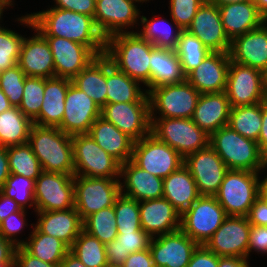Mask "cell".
Returning a JSON list of instances; mask_svg holds the SVG:
<instances>
[{
  "label": "cell",
  "mask_w": 267,
  "mask_h": 267,
  "mask_svg": "<svg viewBox=\"0 0 267 267\" xmlns=\"http://www.w3.org/2000/svg\"><path fill=\"white\" fill-rule=\"evenodd\" d=\"M229 65V52H211L185 79L200 94L223 92Z\"/></svg>",
  "instance_id": "603a6c76"
},
{
  "label": "cell",
  "mask_w": 267,
  "mask_h": 267,
  "mask_svg": "<svg viewBox=\"0 0 267 267\" xmlns=\"http://www.w3.org/2000/svg\"><path fill=\"white\" fill-rule=\"evenodd\" d=\"M153 47L138 31L119 33L106 39L104 55L118 70L146 86L148 92Z\"/></svg>",
  "instance_id": "7a4b0ae2"
},
{
  "label": "cell",
  "mask_w": 267,
  "mask_h": 267,
  "mask_svg": "<svg viewBox=\"0 0 267 267\" xmlns=\"http://www.w3.org/2000/svg\"><path fill=\"white\" fill-rule=\"evenodd\" d=\"M104 267H123V266L106 264Z\"/></svg>",
  "instance_id": "b9fcfbb0"
},
{
  "label": "cell",
  "mask_w": 267,
  "mask_h": 267,
  "mask_svg": "<svg viewBox=\"0 0 267 267\" xmlns=\"http://www.w3.org/2000/svg\"><path fill=\"white\" fill-rule=\"evenodd\" d=\"M29 15L33 27L43 36L66 38L86 45L97 56L105 54L106 39L97 29L93 17L52 6Z\"/></svg>",
  "instance_id": "6da1fadb"
},
{
  "label": "cell",
  "mask_w": 267,
  "mask_h": 267,
  "mask_svg": "<svg viewBox=\"0 0 267 267\" xmlns=\"http://www.w3.org/2000/svg\"><path fill=\"white\" fill-rule=\"evenodd\" d=\"M258 198L267 203V175L264 179L258 182Z\"/></svg>",
  "instance_id": "a7ac6f4b"
},
{
  "label": "cell",
  "mask_w": 267,
  "mask_h": 267,
  "mask_svg": "<svg viewBox=\"0 0 267 267\" xmlns=\"http://www.w3.org/2000/svg\"><path fill=\"white\" fill-rule=\"evenodd\" d=\"M26 77L18 64L0 72V88L13 107H19L22 102Z\"/></svg>",
  "instance_id": "c3c4849f"
},
{
  "label": "cell",
  "mask_w": 267,
  "mask_h": 267,
  "mask_svg": "<svg viewBox=\"0 0 267 267\" xmlns=\"http://www.w3.org/2000/svg\"><path fill=\"white\" fill-rule=\"evenodd\" d=\"M184 165L194 178L200 196H215L229 170L210 145L187 155Z\"/></svg>",
  "instance_id": "9a60e30c"
},
{
  "label": "cell",
  "mask_w": 267,
  "mask_h": 267,
  "mask_svg": "<svg viewBox=\"0 0 267 267\" xmlns=\"http://www.w3.org/2000/svg\"><path fill=\"white\" fill-rule=\"evenodd\" d=\"M123 267H155L150 249L133 252L125 260Z\"/></svg>",
  "instance_id": "91938a15"
},
{
  "label": "cell",
  "mask_w": 267,
  "mask_h": 267,
  "mask_svg": "<svg viewBox=\"0 0 267 267\" xmlns=\"http://www.w3.org/2000/svg\"><path fill=\"white\" fill-rule=\"evenodd\" d=\"M196 36L211 52H229L231 41L225 34L219 7L205 1L186 29Z\"/></svg>",
  "instance_id": "7402d4cb"
},
{
  "label": "cell",
  "mask_w": 267,
  "mask_h": 267,
  "mask_svg": "<svg viewBox=\"0 0 267 267\" xmlns=\"http://www.w3.org/2000/svg\"><path fill=\"white\" fill-rule=\"evenodd\" d=\"M163 197L180 215L200 197L194 178L185 165L163 178Z\"/></svg>",
  "instance_id": "1f68e13d"
},
{
  "label": "cell",
  "mask_w": 267,
  "mask_h": 267,
  "mask_svg": "<svg viewBox=\"0 0 267 267\" xmlns=\"http://www.w3.org/2000/svg\"><path fill=\"white\" fill-rule=\"evenodd\" d=\"M225 93L231 107L258 104L267 97L265 73L230 60Z\"/></svg>",
  "instance_id": "7c38bea8"
},
{
  "label": "cell",
  "mask_w": 267,
  "mask_h": 267,
  "mask_svg": "<svg viewBox=\"0 0 267 267\" xmlns=\"http://www.w3.org/2000/svg\"><path fill=\"white\" fill-rule=\"evenodd\" d=\"M34 199V212L74 208V175L42 171L35 180Z\"/></svg>",
  "instance_id": "4fadbf2b"
},
{
  "label": "cell",
  "mask_w": 267,
  "mask_h": 267,
  "mask_svg": "<svg viewBox=\"0 0 267 267\" xmlns=\"http://www.w3.org/2000/svg\"><path fill=\"white\" fill-rule=\"evenodd\" d=\"M0 267H15V262H3L0 263Z\"/></svg>",
  "instance_id": "11e5206c"
},
{
  "label": "cell",
  "mask_w": 267,
  "mask_h": 267,
  "mask_svg": "<svg viewBox=\"0 0 267 267\" xmlns=\"http://www.w3.org/2000/svg\"><path fill=\"white\" fill-rule=\"evenodd\" d=\"M18 211L26 210L22 209L18 203L0 191V222H2V220L7 218L10 214Z\"/></svg>",
  "instance_id": "94428289"
},
{
  "label": "cell",
  "mask_w": 267,
  "mask_h": 267,
  "mask_svg": "<svg viewBox=\"0 0 267 267\" xmlns=\"http://www.w3.org/2000/svg\"><path fill=\"white\" fill-rule=\"evenodd\" d=\"M72 83L102 109L107 104L106 56L95 58L72 79Z\"/></svg>",
  "instance_id": "e575fe53"
},
{
  "label": "cell",
  "mask_w": 267,
  "mask_h": 267,
  "mask_svg": "<svg viewBox=\"0 0 267 267\" xmlns=\"http://www.w3.org/2000/svg\"><path fill=\"white\" fill-rule=\"evenodd\" d=\"M26 214V211H18L10 214L0 222V235L4 239L11 241L17 247L23 245V239L20 240L16 237L18 236L17 234H20L24 230V226H28L25 219Z\"/></svg>",
  "instance_id": "f907efd6"
},
{
  "label": "cell",
  "mask_w": 267,
  "mask_h": 267,
  "mask_svg": "<svg viewBox=\"0 0 267 267\" xmlns=\"http://www.w3.org/2000/svg\"><path fill=\"white\" fill-rule=\"evenodd\" d=\"M16 247L11 241L4 239L0 235V263L15 262Z\"/></svg>",
  "instance_id": "be15d7a7"
},
{
  "label": "cell",
  "mask_w": 267,
  "mask_h": 267,
  "mask_svg": "<svg viewBox=\"0 0 267 267\" xmlns=\"http://www.w3.org/2000/svg\"><path fill=\"white\" fill-rule=\"evenodd\" d=\"M246 217L251 225L267 226V203L257 198Z\"/></svg>",
  "instance_id": "6f0895ef"
},
{
  "label": "cell",
  "mask_w": 267,
  "mask_h": 267,
  "mask_svg": "<svg viewBox=\"0 0 267 267\" xmlns=\"http://www.w3.org/2000/svg\"><path fill=\"white\" fill-rule=\"evenodd\" d=\"M107 104L149 102L147 91L139 81L118 70L106 57ZM144 90V91H143Z\"/></svg>",
  "instance_id": "d6a6232c"
},
{
  "label": "cell",
  "mask_w": 267,
  "mask_h": 267,
  "mask_svg": "<svg viewBox=\"0 0 267 267\" xmlns=\"http://www.w3.org/2000/svg\"><path fill=\"white\" fill-rule=\"evenodd\" d=\"M142 229L151 237L180 229L181 215L164 197L139 201Z\"/></svg>",
  "instance_id": "d4e9b609"
},
{
  "label": "cell",
  "mask_w": 267,
  "mask_h": 267,
  "mask_svg": "<svg viewBox=\"0 0 267 267\" xmlns=\"http://www.w3.org/2000/svg\"><path fill=\"white\" fill-rule=\"evenodd\" d=\"M10 176L7 147L0 146V189Z\"/></svg>",
  "instance_id": "03108f58"
},
{
  "label": "cell",
  "mask_w": 267,
  "mask_h": 267,
  "mask_svg": "<svg viewBox=\"0 0 267 267\" xmlns=\"http://www.w3.org/2000/svg\"><path fill=\"white\" fill-rule=\"evenodd\" d=\"M120 178L121 194L127 197L137 201L163 197V178L141 169L132 160L120 165Z\"/></svg>",
  "instance_id": "484cf974"
},
{
  "label": "cell",
  "mask_w": 267,
  "mask_h": 267,
  "mask_svg": "<svg viewBox=\"0 0 267 267\" xmlns=\"http://www.w3.org/2000/svg\"><path fill=\"white\" fill-rule=\"evenodd\" d=\"M227 217L215 196H200L181 215L180 229L198 245H205Z\"/></svg>",
  "instance_id": "30bf717a"
},
{
  "label": "cell",
  "mask_w": 267,
  "mask_h": 267,
  "mask_svg": "<svg viewBox=\"0 0 267 267\" xmlns=\"http://www.w3.org/2000/svg\"><path fill=\"white\" fill-rule=\"evenodd\" d=\"M36 213L39 218L34 226L41 233L62 240L69 247L83 230V221L75 207L68 210Z\"/></svg>",
  "instance_id": "4316f807"
},
{
  "label": "cell",
  "mask_w": 267,
  "mask_h": 267,
  "mask_svg": "<svg viewBox=\"0 0 267 267\" xmlns=\"http://www.w3.org/2000/svg\"><path fill=\"white\" fill-rule=\"evenodd\" d=\"M218 7L225 34L230 41L260 27L267 21L258 11L254 1L231 3Z\"/></svg>",
  "instance_id": "83f0119b"
},
{
  "label": "cell",
  "mask_w": 267,
  "mask_h": 267,
  "mask_svg": "<svg viewBox=\"0 0 267 267\" xmlns=\"http://www.w3.org/2000/svg\"><path fill=\"white\" fill-rule=\"evenodd\" d=\"M83 230L105 245L115 240L118 233L114 206L89 215L83 221Z\"/></svg>",
  "instance_id": "7bdbcfd3"
},
{
  "label": "cell",
  "mask_w": 267,
  "mask_h": 267,
  "mask_svg": "<svg viewBox=\"0 0 267 267\" xmlns=\"http://www.w3.org/2000/svg\"><path fill=\"white\" fill-rule=\"evenodd\" d=\"M55 8L86 14L94 18L96 0H54Z\"/></svg>",
  "instance_id": "f5cc1de1"
},
{
  "label": "cell",
  "mask_w": 267,
  "mask_h": 267,
  "mask_svg": "<svg viewBox=\"0 0 267 267\" xmlns=\"http://www.w3.org/2000/svg\"><path fill=\"white\" fill-rule=\"evenodd\" d=\"M70 252L86 267H104L108 264L105 244L84 230L75 239Z\"/></svg>",
  "instance_id": "ab89813d"
},
{
  "label": "cell",
  "mask_w": 267,
  "mask_h": 267,
  "mask_svg": "<svg viewBox=\"0 0 267 267\" xmlns=\"http://www.w3.org/2000/svg\"><path fill=\"white\" fill-rule=\"evenodd\" d=\"M261 124V102L255 105L231 107L227 125L243 137L257 142Z\"/></svg>",
  "instance_id": "f35d334b"
},
{
  "label": "cell",
  "mask_w": 267,
  "mask_h": 267,
  "mask_svg": "<svg viewBox=\"0 0 267 267\" xmlns=\"http://www.w3.org/2000/svg\"><path fill=\"white\" fill-rule=\"evenodd\" d=\"M10 6L5 0H0V20H2L3 12ZM1 23V22H0Z\"/></svg>",
  "instance_id": "753ad0ef"
},
{
  "label": "cell",
  "mask_w": 267,
  "mask_h": 267,
  "mask_svg": "<svg viewBox=\"0 0 267 267\" xmlns=\"http://www.w3.org/2000/svg\"><path fill=\"white\" fill-rule=\"evenodd\" d=\"M119 244L129 254L149 248L152 237L143 229L136 232H117Z\"/></svg>",
  "instance_id": "816d5d0a"
},
{
  "label": "cell",
  "mask_w": 267,
  "mask_h": 267,
  "mask_svg": "<svg viewBox=\"0 0 267 267\" xmlns=\"http://www.w3.org/2000/svg\"><path fill=\"white\" fill-rule=\"evenodd\" d=\"M137 2L143 3L141 0H96L94 22L105 39L119 33L134 32L126 29H133L141 16L135 5Z\"/></svg>",
  "instance_id": "2e32d148"
},
{
  "label": "cell",
  "mask_w": 267,
  "mask_h": 267,
  "mask_svg": "<svg viewBox=\"0 0 267 267\" xmlns=\"http://www.w3.org/2000/svg\"><path fill=\"white\" fill-rule=\"evenodd\" d=\"M230 60L267 71V21L260 27L234 38L229 50Z\"/></svg>",
  "instance_id": "cb8c5ba5"
},
{
  "label": "cell",
  "mask_w": 267,
  "mask_h": 267,
  "mask_svg": "<svg viewBox=\"0 0 267 267\" xmlns=\"http://www.w3.org/2000/svg\"><path fill=\"white\" fill-rule=\"evenodd\" d=\"M139 22L142 31L138 33L148 42L152 43L156 48L176 50L178 40L183 31L174 21L172 25L169 20L154 16L147 19L146 16H140Z\"/></svg>",
  "instance_id": "8d00e7d4"
},
{
  "label": "cell",
  "mask_w": 267,
  "mask_h": 267,
  "mask_svg": "<svg viewBox=\"0 0 267 267\" xmlns=\"http://www.w3.org/2000/svg\"><path fill=\"white\" fill-rule=\"evenodd\" d=\"M250 229L246 216H228L205 246L220 257L248 258Z\"/></svg>",
  "instance_id": "ac0fdd59"
},
{
  "label": "cell",
  "mask_w": 267,
  "mask_h": 267,
  "mask_svg": "<svg viewBox=\"0 0 267 267\" xmlns=\"http://www.w3.org/2000/svg\"><path fill=\"white\" fill-rule=\"evenodd\" d=\"M11 107L13 106L10 104L8 97L0 88V114L4 111L9 110Z\"/></svg>",
  "instance_id": "89a4df30"
},
{
  "label": "cell",
  "mask_w": 267,
  "mask_h": 267,
  "mask_svg": "<svg viewBox=\"0 0 267 267\" xmlns=\"http://www.w3.org/2000/svg\"><path fill=\"white\" fill-rule=\"evenodd\" d=\"M265 87H266V95H267V71L265 72Z\"/></svg>",
  "instance_id": "2a66077c"
},
{
  "label": "cell",
  "mask_w": 267,
  "mask_h": 267,
  "mask_svg": "<svg viewBox=\"0 0 267 267\" xmlns=\"http://www.w3.org/2000/svg\"><path fill=\"white\" fill-rule=\"evenodd\" d=\"M131 160L159 178H166L184 165V158L152 133L134 142Z\"/></svg>",
  "instance_id": "8fae6325"
},
{
  "label": "cell",
  "mask_w": 267,
  "mask_h": 267,
  "mask_svg": "<svg viewBox=\"0 0 267 267\" xmlns=\"http://www.w3.org/2000/svg\"><path fill=\"white\" fill-rule=\"evenodd\" d=\"M150 60V89L185 80L181 62L175 50L154 46L151 49Z\"/></svg>",
  "instance_id": "836d02e7"
},
{
  "label": "cell",
  "mask_w": 267,
  "mask_h": 267,
  "mask_svg": "<svg viewBox=\"0 0 267 267\" xmlns=\"http://www.w3.org/2000/svg\"><path fill=\"white\" fill-rule=\"evenodd\" d=\"M187 267H218V256L205 245H198Z\"/></svg>",
  "instance_id": "db71d44e"
},
{
  "label": "cell",
  "mask_w": 267,
  "mask_h": 267,
  "mask_svg": "<svg viewBox=\"0 0 267 267\" xmlns=\"http://www.w3.org/2000/svg\"><path fill=\"white\" fill-rule=\"evenodd\" d=\"M33 121L18 107H11L0 114V146L10 147L28 143Z\"/></svg>",
  "instance_id": "74e56055"
},
{
  "label": "cell",
  "mask_w": 267,
  "mask_h": 267,
  "mask_svg": "<svg viewBox=\"0 0 267 267\" xmlns=\"http://www.w3.org/2000/svg\"><path fill=\"white\" fill-rule=\"evenodd\" d=\"M151 133L183 158L209 145L210 135L191 118H151Z\"/></svg>",
  "instance_id": "8992f818"
},
{
  "label": "cell",
  "mask_w": 267,
  "mask_h": 267,
  "mask_svg": "<svg viewBox=\"0 0 267 267\" xmlns=\"http://www.w3.org/2000/svg\"><path fill=\"white\" fill-rule=\"evenodd\" d=\"M175 51L180 59L185 76L200 65L211 53L196 36L191 35L186 30L181 32Z\"/></svg>",
  "instance_id": "b9f144b4"
},
{
  "label": "cell",
  "mask_w": 267,
  "mask_h": 267,
  "mask_svg": "<svg viewBox=\"0 0 267 267\" xmlns=\"http://www.w3.org/2000/svg\"><path fill=\"white\" fill-rule=\"evenodd\" d=\"M252 250L257 253L260 252V254L267 253V226L251 225L249 232L248 257Z\"/></svg>",
  "instance_id": "11a10c76"
},
{
  "label": "cell",
  "mask_w": 267,
  "mask_h": 267,
  "mask_svg": "<svg viewBox=\"0 0 267 267\" xmlns=\"http://www.w3.org/2000/svg\"><path fill=\"white\" fill-rule=\"evenodd\" d=\"M206 1L211 4L221 6V5L231 4V3H242V2L249 1V0H206Z\"/></svg>",
  "instance_id": "8c879c8a"
},
{
  "label": "cell",
  "mask_w": 267,
  "mask_h": 267,
  "mask_svg": "<svg viewBox=\"0 0 267 267\" xmlns=\"http://www.w3.org/2000/svg\"><path fill=\"white\" fill-rule=\"evenodd\" d=\"M24 36L0 25V72L17 65Z\"/></svg>",
  "instance_id": "7dc6e473"
},
{
  "label": "cell",
  "mask_w": 267,
  "mask_h": 267,
  "mask_svg": "<svg viewBox=\"0 0 267 267\" xmlns=\"http://www.w3.org/2000/svg\"><path fill=\"white\" fill-rule=\"evenodd\" d=\"M105 253L108 264L111 265L122 266L129 256V253L125 252L117 239L105 245Z\"/></svg>",
  "instance_id": "680465c9"
},
{
  "label": "cell",
  "mask_w": 267,
  "mask_h": 267,
  "mask_svg": "<svg viewBox=\"0 0 267 267\" xmlns=\"http://www.w3.org/2000/svg\"><path fill=\"white\" fill-rule=\"evenodd\" d=\"M147 94L151 118H192L201 95L186 79L151 88Z\"/></svg>",
  "instance_id": "5b68a950"
},
{
  "label": "cell",
  "mask_w": 267,
  "mask_h": 267,
  "mask_svg": "<svg viewBox=\"0 0 267 267\" xmlns=\"http://www.w3.org/2000/svg\"><path fill=\"white\" fill-rule=\"evenodd\" d=\"M10 174L36 180L42 172L39 160L28 143L7 147Z\"/></svg>",
  "instance_id": "60d3db41"
},
{
  "label": "cell",
  "mask_w": 267,
  "mask_h": 267,
  "mask_svg": "<svg viewBox=\"0 0 267 267\" xmlns=\"http://www.w3.org/2000/svg\"><path fill=\"white\" fill-rule=\"evenodd\" d=\"M71 79L53 77L45 79L43 103L39 115L33 124L39 126L58 127L65 111V98Z\"/></svg>",
  "instance_id": "4dcf8cb0"
},
{
  "label": "cell",
  "mask_w": 267,
  "mask_h": 267,
  "mask_svg": "<svg viewBox=\"0 0 267 267\" xmlns=\"http://www.w3.org/2000/svg\"><path fill=\"white\" fill-rule=\"evenodd\" d=\"M31 227L33 231L27 240H23L22 247L44 262L60 264L70 247L58 238L41 233L34 224H31Z\"/></svg>",
  "instance_id": "d590c367"
},
{
  "label": "cell",
  "mask_w": 267,
  "mask_h": 267,
  "mask_svg": "<svg viewBox=\"0 0 267 267\" xmlns=\"http://www.w3.org/2000/svg\"><path fill=\"white\" fill-rule=\"evenodd\" d=\"M17 21L36 32L30 38H23L17 63L20 69L27 77H55L54 59L46 38L33 27L29 14L18 17Z\"/></svg>",
  "instance_id": "5bb4252c"
},
{
  "label": "cell",
  "mask_w": 267,
  "mask_h": 267,
  "mask_svg": "<svg viewBox=\"0 0 267 267\" xmlns=\"http://www.w3.org/2000/svg\"><path fill=\"white\" fill-rule=\"evenodd\" d=\"M266 169H267V150L262 153V167L260 173L266 171Z\"/></svg>",
  "instance_id": "34e18365"
},
{
  "label": "cell",
  "mask_w": 267,
  "mask_h": 267,
  "mask_svg": "<svg viewBox=\"0 0 267 267\" xmlns=\"http://www.w3.org/2000/svg\"><path fill=\"white\" fill-rule=\"evenodd\" d=\"M101 117L114 124L134 141L151 133L149 102L111 103L101 109Z\"/></svg>",
  "instance_id": "e0dca14e"
},
{
  "label": "cell",
  "mask_w": 267,
  "mask_h": 267,
  "mask_svg": "<svg viewBox=\"0 0 267 267\" xmlns=\"http://www.w3.org/2000/svg\"><path fill=\"white\" fill-rule=\"evenodd\" d=\"M230 102L225 91L201 94L192 120L207 134L227 126L230 116Z\"/></svg>",
  "instance_id": "f1b7e54d"
},
{
  "label": "cell",
  "mask_w": 267,
  "mask_h": 267,
  "mask_svg": "<svg viewBox=\"0 0 267 267\" xmlns=\"http://www.w3.org/2000/svg\"><path fill=\"white\" fill-rule=\"evenodd\" d=\"M209 145L228 169L261 171L262 153L258 142L243 137L228 125L210 135Z\"/></svg>",
  "instance_id": "277c9868"
},
{
  "label": "cell",
  "mask_w": 267,
  "mask_h": 267,
  "mask_svg": "<svg viewBox=\"0 0 267 267\" xmlns=\"http://www.w3.org/2000/svg\"><path fill=\"white\" fill-rule=\"evenodd\" d=\"M260 172L229 169L215 195L228 216H247L258 198Z\"/></svg>",
  "instance_id": "52a82bcc"
},
{
  "label": "cell",
  "mask_w": 267,
  "mask_h": 267,
  "mask_svg": "<svg viewBox=\"0 0 267 267\" xmlns=\"http://www.w3.org/2000/svg\"><path fill=\"white\" fill-rule=\"evenodd\" d=\"M170 17L182 30L192 23L198 9L206 0H169Z\"/></svg>",
  "instance_id": "681fc988"
},
{
  "label": "cell",
  "mask_w": 267,
  "mask_h": 267,
  "mask_svg": "<svg viewBox=\"0 0 267 267\" xmlns=\"http://www.w3.org/2000/svg\"><path fill=\"white\" fill-rule=\"evenodd\" d=\"M262 124L258 138V146L263 153L267 150V97L261 102Z\"/></svg>",
  "instance_id": "6125c7cd"
},
{
  "label": "cell",
  "mask_w": 267,
  "mask_h": 267,
  "mask_svg": "<svg viewBox=\"0 0 267 267\" xmlns=\"http://www.w3.org/2000/svg\"><path fill=\"white\" fill-rule=\"evenodd\" d=\"M28 144L39 160L42 171L74 175L71 135L58 127L33 124Z\"/></svg>",
  "instance_id": "3957f363"
},
{
  "label": "cell",
  "mask_w": 267,
  "mask_h": 267,
  "mask_svg": "<svg viewBox=\"0 0 267 267\" xmlns=\"http://www.w3.org/2000/svg\"><path fill=\"white\" fill-rule=\"evenodd\" d=\"M101 116V108L71 83L65 98V111L58 128L68 135L88 134L92 124Z\"/></svg>",
  "instance_id": "d6986e66"
},
{
  "label": "cell",
  "mask_w": 267,
  "mask_h": 267,
  "mask_svg": "<svg viewBox=\"0 0 267 267\" xmlns=\"http://www.w3.org/2000/svg\"><path fill=\"white\" fill-rule=\"evenodd\" d=\"M60 267H86V266L74 254H72L69 251L61 261Z\"/></svg>",
  "instance_id": "003e7915"
},
{
  "label": "cell",
  "mask_w": 267,
  "mask_h": 267,
  "mask_svg": "<svg viewBox=\"0 0 267 267\" xmlns=\"http://www.w3.org/2000/svg\"><path fill=\"white\" fill-rule=\"evenodd\" d=\"M5 1H6L10 6H12V5L14 6V4H13V3H14V2H13L14 0H5Z\"/></svg>",
  "instance_id": "09005b40"
},
{
  "label": "cell",
  "mask_w": 267,
  "mask_h": 267,
  "mask_svg": "<svg viewBox=\"0 0 267 267\" xmlns=\"http://www.w3.org/2000/svg\"><path fill=\"white\" fill-rule=\"evenodd\" d=\"M198 244L181 229L152 237L149 249L155 267H187Z\"/></svg>",
  "instance_id": "ffe728a7"
},
{
  "label": "cell",
  "mask_w": 267,
  "mask_h": 267,
  "mask_svg": "<svg viewBox=\"0 0 267 267\" xmlns=\"http://www.w3.org/2000/svg\"><path fill=\"white\" fill-rule=\"evenodd\" d=\"M119 178L74 175L75 208L82 221L101 209L114 206L121 194Z\"/></svg>",
  "instance_id": "ba28073f"
},
{
  "label": "cell",
  "mask_w": 267,
  "mask_h": 267,
  "mask_svg": "<svg viewBox=\"0 0 267 267\" xmlns=\"http://www.w3.org/2000/svg\"><path fill=\"white\" fill-rule=\"evenodd\" d=\"M254 4L257 6L258 11L267 20V0H255Z\"/></svg>",
  "instance_id": "2644e50d"
},
{
  "label": "cell",
  "mask_w": 267,
  "mask_h": 267,
  "mask_svg": "<svg viewBox=\"0 0 267 267\" xmlns=\"http://www.w3.org/2000/svg\"><path fill=\"white\" fill-rule=\"evenodd\" d=\"M50 46L55 77L73 79L98 56L86 45L62 37L44 36Z\"/></svg>",
  "instance_id": "44dd1931"
},
{
  "label": "cell",
  "mask_w": 267,
  "mask_h": 267,
  "mask_svg": "<svg viewBox=\"0 0 267 267\" xmlns=\"http://www.w3.org/2000/svg\"><path fill=\"white\" fill-rule=\"evenodd\" d=\"M88 134L120 164L132 159L135 141L103 117L95 120Z\"/></svg>",
  "instance_id": "f546056e"
},
{
  "label": "cell",
  "mask_w": 267,
  "mask_h": 267,
  "mask_svg": "<svg viewBox=\"0 0 267 267\" xmlns=\"http://www.w3.org/2000/svg\"><path fill=\"white\" fill-rule=\"evenodd\" d=\"M15 267H60V264H51L29 254L22 246L16 247Z\"/></svg>",
  "instance_id": "9f6ffc18"
},
{
  "label": "cell",
  "mask_w": 267,
  "mask_h": 267,
  "mask_svg": "<svg viewBox=\"0 0 267 267\" xmlns=\"http://www.w3.org/2000/svg\"><path fill=\"white\" fill-rule=\"evenodd\" d=\"M45 79L26 77L19 110L32 121L39 115L43 103Z\"/></svg>",
  "instance_id": "bcb514c9"
},
{
  "label": "cell",
  "mask_w": 267,
  "mask_h": 267,
  "mask_svg": "<svg viewBox=\"0 0 267 267\" xmlns=\"http://www.w3.org/2000/svg\"><path fill=\"white\" fill-rule=\"evenodd\" d=\"M74 175L120 178V163L103 150L89 134L72 136Z\"/></svg>",
  "instance_id": "9c48e42d"
},
{
  "label": "cell",
  "mask_w": 267,
  "mask_h": 267,
  "mask_svg": "<svg viewBox=\"0 0 267 267\" xmlns=\"http://www.w3.org/2000/svg\"><path fill=\"white\" fill-rule=\"evenodd\" d=\"M34 186L35 180L10 174L0 191L18 203L22 209L26 210L27 206H34L35 209Z\"/></svg>",
  "instance_id": "f6af8a7d"
},
{
  "label": "cell",
  "mask_w": 267,
  "mask_h": 267,
  "mask_svg": "<svg viewBox=\"0 0 267 267\" xmlns=\"http://www.w3.org/2000/svg\"><path fill=\"white\" fill-rule=\"evenodd\" d=\"M117 232H136L142 229L139 201L120 194L114 203Z\"/></svg>",
  "instance_id": "ee69618b"
},
{
  "label": "cell",
  "mask_w": 267,
  "mask_h": 267,
  "mask_svg": "<svg viewBox=\"0 0 267 267\" xmlns=\"http://www.w3.org/2000/svg\"><path fill=\"white\" fill-rule=\"evenodd\" d=\"M249 258L218 256V267H250Z\"/></svg>",
  "instance_id": "e7e4bbea"
}]
</instances>
